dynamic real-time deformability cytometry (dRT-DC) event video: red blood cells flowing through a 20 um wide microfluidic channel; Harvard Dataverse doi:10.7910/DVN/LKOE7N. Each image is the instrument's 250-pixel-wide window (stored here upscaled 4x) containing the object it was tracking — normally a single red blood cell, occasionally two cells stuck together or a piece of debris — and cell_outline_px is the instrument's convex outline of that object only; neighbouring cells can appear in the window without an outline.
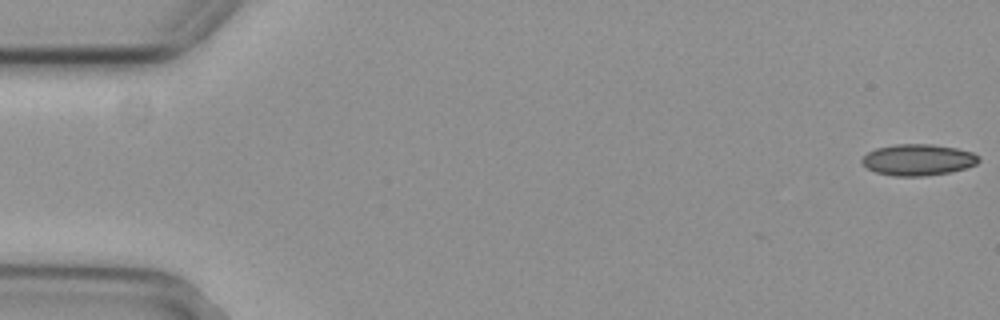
{"species": "common noctule bat (a hibernating species)", "species_latin": "Nyctalus noctula", "temperature_condition": "cold", "stored_images_in_passage": 54, "camera_frame_rate_fps": 3000, "um_per_image_px": 0.085, "animal": {"sex": "female", "body_mass_g": 29.2, "forearm_length_mm": 56.3}, "frame": {"image": 1, "passage_image": 1, "time_ms": 0.0, "image_size_px": [1000, 320], "cell_outline_px": [[980, 160], [976, 164], [964, 168], [948, 172], [924, 176], [892, 176], [876, 172], [868, 168], [860, 160], [868, 152], [876, 148], [896, 144], [932, 144], [956, 148], [972, 152], [980, 156]], "centroid_in_image_um": [78.03, 13.58], "position_along_channel_um": 7.0, "area_um2": 21.21}}
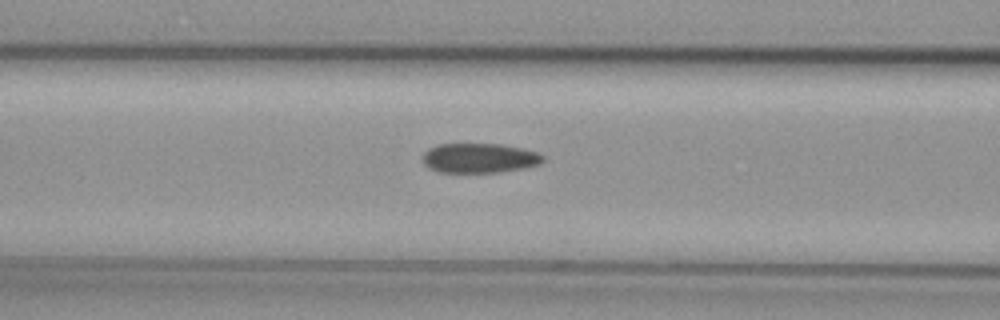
{"frame": {"image": 2, "passage_image": 22, "time_ms": 7.0, "image_size_px": [1000, 320], "cell_outline_px": [[544, 160], [540, 164], [524, 168], [500, 172], [440, 172], [428, 168], [424, 164], [424, 152], [428, 148], [440, 144], [500, 144], [520, 148], [536, 152], [544, 156]], "centroid_in_image_um": [40.75, 13.44], "position_along_channel_um": 125.9, "area_um2": 20.69}}
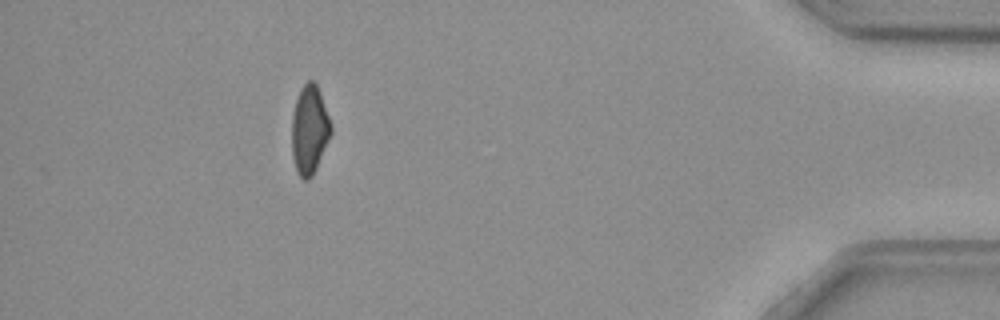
{"frame": {"image": 3, "passage_image": 49, "time_ms": 16.0, "image_size_px": [1000, 320], "cell_outline_px": [[332, 132], [316, 168], [312, 176], [308, 180], [304, 180], [296, 172], [292, 156], [292, 116], [296, 100], [300, 88], [308, 80], [312, 80], [316, 84], [320, 92], [332, 124]], "centroid_in_image_um": [26.3, 11.03], "position_along_channel_um": 408.9, "area_um2": 20.29}, "authors_computed_cell_mechanics": {"area_um2": 21.4727, "velocity_mm_per_s": 3.8058, "shape_relaxation_time_tau1_ms": 6.375, "shape_relaxation_time_tau2_ms": 4.4451, "deformation_change_tau1": 0.1247, "deformation_change_tau2": 0.1012}}